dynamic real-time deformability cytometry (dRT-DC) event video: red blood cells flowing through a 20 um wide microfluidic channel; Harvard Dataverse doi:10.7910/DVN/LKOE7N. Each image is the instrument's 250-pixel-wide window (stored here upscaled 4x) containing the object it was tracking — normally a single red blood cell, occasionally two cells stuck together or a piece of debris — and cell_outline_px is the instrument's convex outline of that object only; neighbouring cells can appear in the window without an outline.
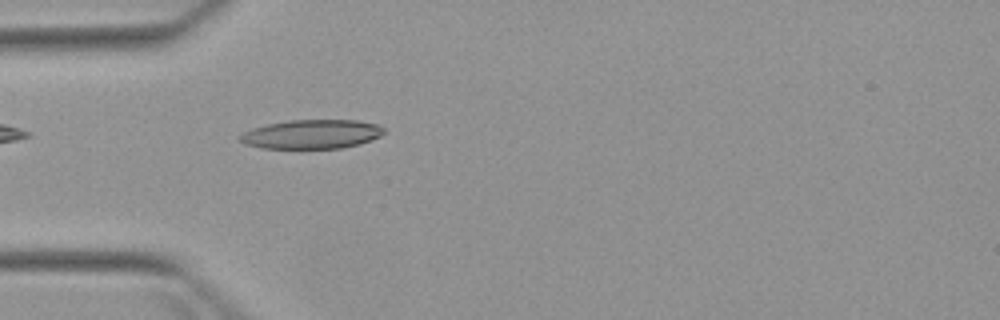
{"species": "Egyptian fruit bat (a non-hibernating species)", "species_latin": "Rousettus aegyptiacus", "temperature_condition": "warm", "stored_images_in_passage": 1, "camera_frame_rate_fps": 3000, "um_per_image_px": 0.085, "animal": {"sex": "female"}, "frame": {"image": 1, "passage_image": 1, "time_ms": 0.0, "image_size_px": [1000, 320], "cell_outline_px": [[384, 132], [380, 136], [372, 140], [360, 144], [340, 148], [264, 148], [244, 144], [236, 136], [252, 128], [268, 124], [288, 120], [356, 120], [380, 124], [384, 128]], "centroid_in_image_um": [26.5, 11.4], "position_along_channel_um": 58.5, "area_um2": 24.51}}